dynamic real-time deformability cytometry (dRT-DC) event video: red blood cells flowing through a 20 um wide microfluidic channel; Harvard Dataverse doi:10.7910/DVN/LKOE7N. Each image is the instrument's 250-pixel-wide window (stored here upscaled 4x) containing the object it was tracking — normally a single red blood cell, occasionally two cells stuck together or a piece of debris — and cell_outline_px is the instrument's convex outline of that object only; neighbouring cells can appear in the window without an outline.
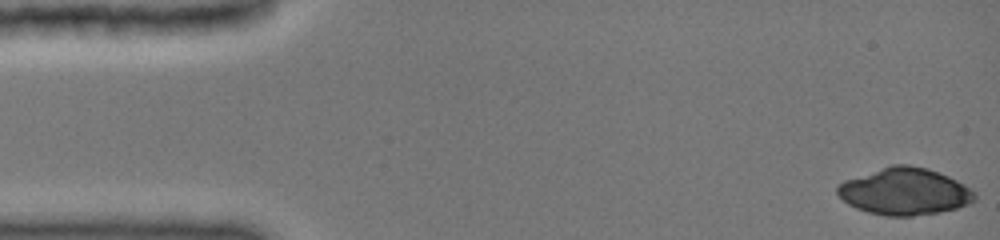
{"species": "common noctule bat (a hibernating species)", "species_latin": "Nyctalus noctula", "temperature_condition": "cold", "stored_images_in_passage": 58, "camera_frame_rate_fps": 3000, "um_per_image_px": 0.085, "animal": {"sex": "female", "body_mass_g": 19.0, "forearm_length_mm": 51.5}, "frame": {"image": 1, "passage_image": 1, "time_ms": 0.0, "image_size_px": [1000, 240], "cell_outline_px": [[976, 200], [968, 204], [956, 208], [936, 212], [912, 216], [888, 216], [868, 212], [856, 208], [848, 204], [836, 192], [836, 184], [844, 180], [892, 164], [908, 164], [928, 168], [948, 176], [972, 188], [976, 192]], "centroid_in_image_um": [76.89, 16.26], "position_along_channel_um": 8.1, "area_um2": 37.63}}